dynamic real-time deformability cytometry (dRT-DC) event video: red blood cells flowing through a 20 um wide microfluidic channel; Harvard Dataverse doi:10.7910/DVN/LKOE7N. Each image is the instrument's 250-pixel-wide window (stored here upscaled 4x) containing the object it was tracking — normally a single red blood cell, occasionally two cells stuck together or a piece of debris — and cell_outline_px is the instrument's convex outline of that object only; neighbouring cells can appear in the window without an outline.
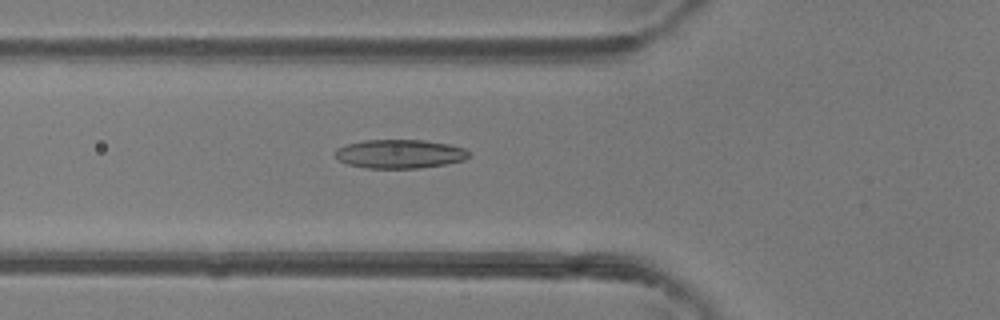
{"species": "common noctule bat (a hibernating species)", "species_latin": "Nyctalus noctula", "temperature_condition": "room temperature", "stored_images_in_passage": 47, "camera_frame_rate_fps": 3000, "um_per_image_px": 0.085, "animal": {"sex": "female"}, "frame": {"image": 1, "passage_image": 17, "time_ms": 5.333, "image_size_px": [1000, 320], "cell_outline_px": [[472, 156], [464, 160], [444, 164], [420, 168], [368, 168], [348, 164], [340, 160], [332, 152], [336, 148], [348, 144], [364, 140], [424, 140], [448, 144], [464, 148]], "centroid_in_image_um": [33.98, 13.08], "position_along_channel_um": 91.8, "area_um2": 22.43}}
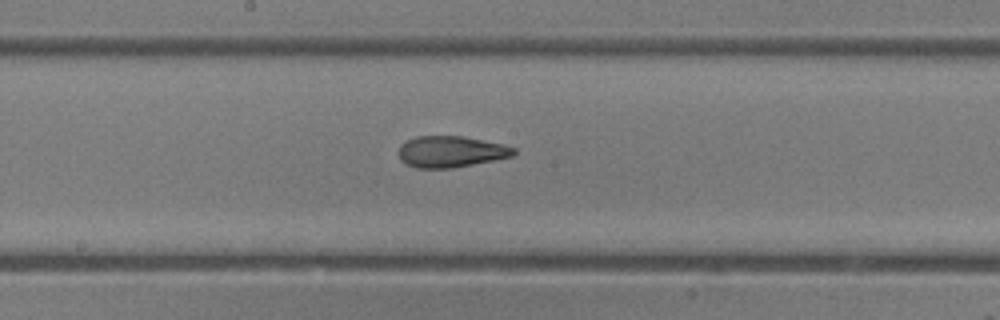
{"frame": {"image": 2, "passage_image": 25, "time_ms": 8.0, "image_size_px": [1000, 320], "cell_outline_px": [[516, 152], [512, 156], [496, 160], [452, 168], [416, 168], [400, 160], [396, 152], [400, 144], [416, 136], [464, 136], [504, 144], [516, 148]], "centroid_in_image_um": [38.31, 12.89], "position_along_channel_um": 209.9, "area_um2": 21.27}}
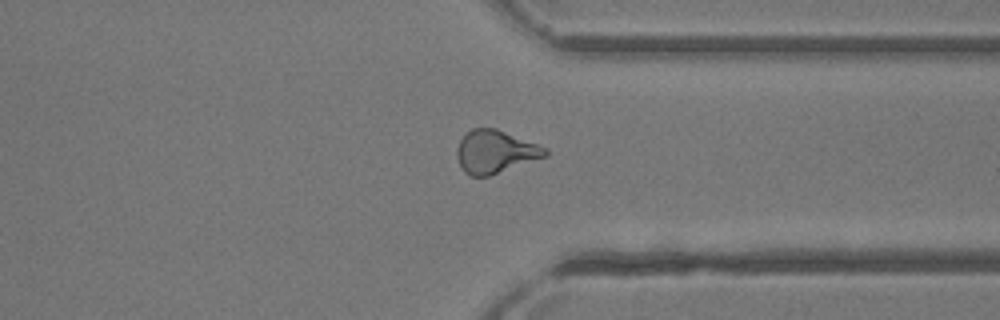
{"frame": {"image": 3, "passage_image": 36, "time_ms": 11.667, "image_size_px": [1000, 320], "cell_outline_px": [[548, 156], [488, 176], [472, 176], [464, 172], [456, 156], [456, 148], [460, 140], [472, 128], [496, 128], [548, 148]], "centroid_in_image_um": [42.1, 12.89], "position_along_channel_um": 369.3, "area_um2": 22.02}, "authors_computed_cell_mechanics": {"area_um2": 22.0218, "velocity_mm_per_s": 4.3964, "shape_relaxation_time_tau1_ms": 7.393, "shape_relaxation_time_tau2_ms": 1.8012, "deformation_change_tau1": 0.2112, "deformation_change_tau2": 0.0999}}